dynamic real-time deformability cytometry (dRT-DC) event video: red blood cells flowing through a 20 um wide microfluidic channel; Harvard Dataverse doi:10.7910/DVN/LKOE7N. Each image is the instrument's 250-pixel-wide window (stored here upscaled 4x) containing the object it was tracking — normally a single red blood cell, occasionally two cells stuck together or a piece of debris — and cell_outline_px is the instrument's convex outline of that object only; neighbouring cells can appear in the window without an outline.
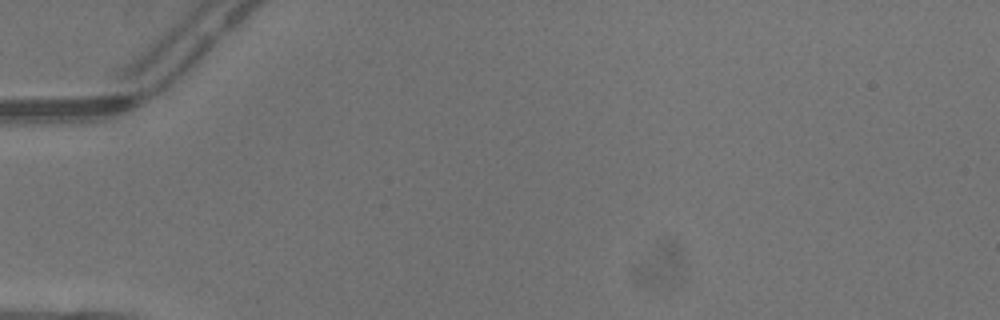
{"species": "common noctule bat (a hibernating species)", "species_latin": "Nyctalus noctula", "temperature_condition": "warm", "stored_images_in_passage": 3, "camera_frame_rate_fps": 3000, "um_per_image_px": 0.085, "animal": {"sex": "male", "body_mass_g": 13.3}, "frame": {"image": 1, "passage_image": 1, "time_ms": 0.0, "image_size_px": [1000, 320], "cell_outline_px": [[128, 100], [64, 120], [24, 120], [20, 104], [20, 100], [120, 96]], "centroid_in_image_um": [5.5, 9.11], "position_along_channel_um": 79.5, "area_um2": 12.31}}